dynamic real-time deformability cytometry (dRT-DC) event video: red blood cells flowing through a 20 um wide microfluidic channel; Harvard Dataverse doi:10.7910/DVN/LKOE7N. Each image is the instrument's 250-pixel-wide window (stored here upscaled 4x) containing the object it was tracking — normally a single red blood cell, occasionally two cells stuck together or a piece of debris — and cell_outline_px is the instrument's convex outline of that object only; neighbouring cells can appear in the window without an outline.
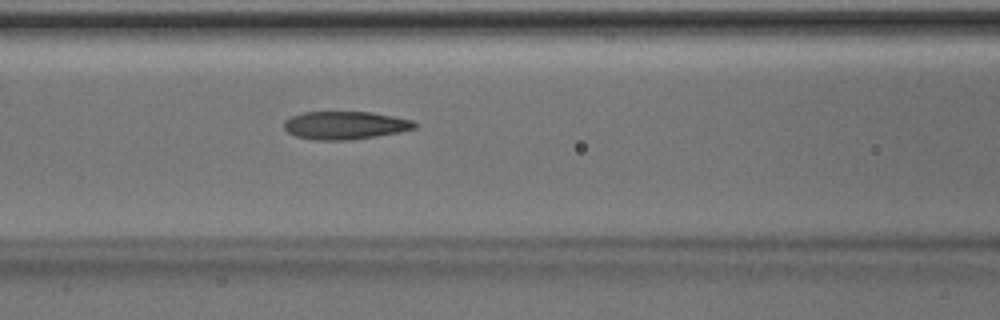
{"species": "Egyptian fruit bat (a non-hibernating species)", "species_latin": "Rousettus aegyptiacus", "temperature_condition": "room temperature", "stored_images_in_passage": 45, "camera_frame_rate_fps": 3000, "um_per_image_px": 0.085, "animal": {"sex": "male"}, "frame": {"image": 1, "passage_image": 21, "time_ms": 6.667, "image_size_px": [1000, 320], "cell_outline_px": [[420, 124], [416, 128], [376, 136], [348, 140], [316, 140], [296, 136], [288, 132], [284, 128], [284, 120], [292, 116], [304, 112], [372, 112], [412, 120]], "centroid_in_image_um": [29.33, 10.65], "position_along_channel_um": 137.3, "area_um2": 21.21}}
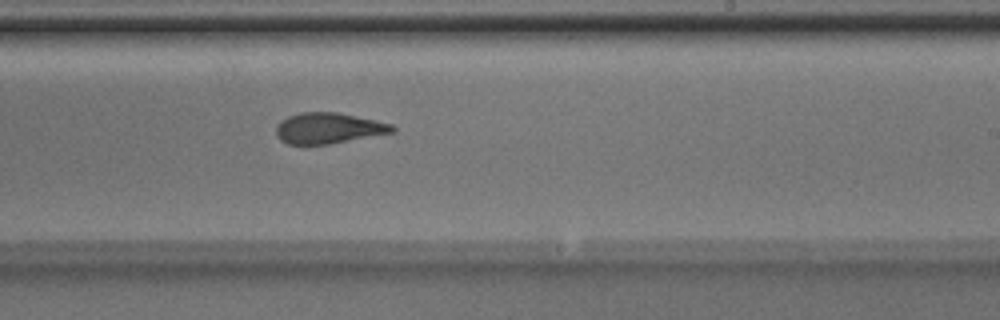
{"frame": {"image": 2, "passage_image": 30, "time_ms": 9.667, "image_size_px": [1000, 320], "cell_outline_px": [[396, 128], [392, 132], [328, 144], [288, 144], [280, 140], [276, 136], [276, 124], [280, 120], [288, 116], [300, 112], [336, 112], [376, 120], [392, 124]], "centroid_in_image_um": [27.86, 10.88], "position_along_channel_um": 261.1, "area_um2": 20.75}}
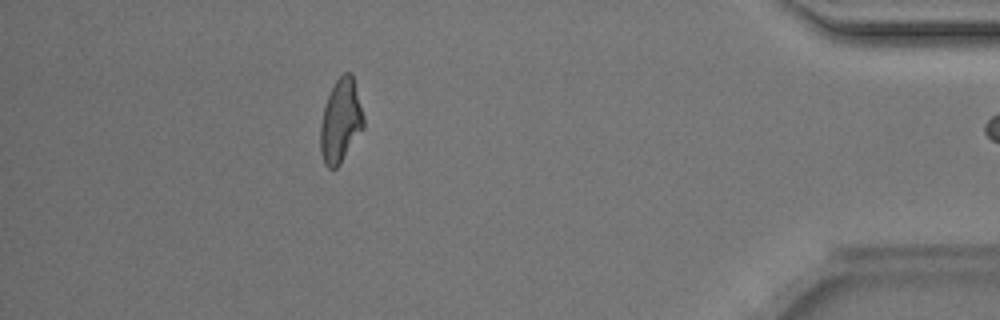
{"frame": {"image": 3, "passage_image": 44, "time_ms": 14.333, "image_size_px": [1000, 320], "cell_outline_px": [[364, 128], [340, 164], [336, 168], [328, 168], [324, 164], [320, 152], [320, 124], [324, 104], [336, 80], [344, 72], [352, 72], [364, 116]], "centroid_in_image_um": [28.95, 10.28], "position_along_channel_um": 406.2, "area_um2": 21.21}}